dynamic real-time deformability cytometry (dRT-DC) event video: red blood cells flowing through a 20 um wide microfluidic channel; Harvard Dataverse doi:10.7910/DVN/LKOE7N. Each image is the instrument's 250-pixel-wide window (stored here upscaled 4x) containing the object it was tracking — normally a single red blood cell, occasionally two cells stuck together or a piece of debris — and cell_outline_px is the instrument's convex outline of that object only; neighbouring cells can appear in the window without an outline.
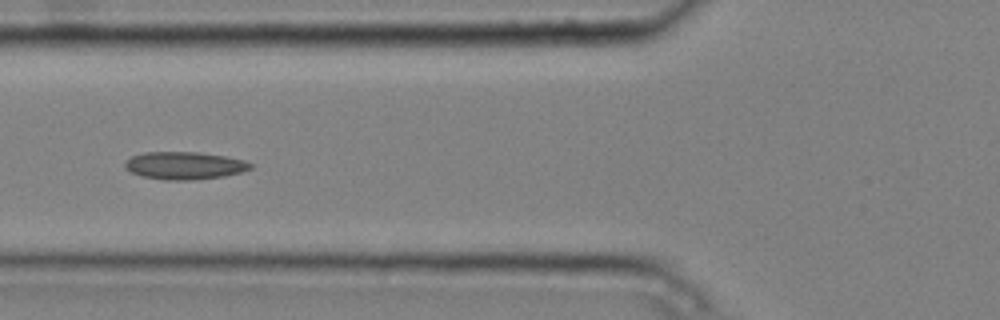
{"species": "common noctule bat (a hibernating species)", "species_latin": "Nyctalus noctula", "temperature_condition": "cold", "stored_images_in_passage": 7, "camera_frame_rate_fps": 3000, "um_per_image_px": 0.085, "animal": {"sex": "male", "body_mass_g": 20.4}, "frame": {"image": 1, "passage_image": 6, "time_ms": 1.667, "image_size_px": [1000, 320], "cell_outline_px": [[252, 168], [240, 172], [224, 176], [192, 180], [164, 180], [144, 176], [132, 172], [124, 168], [124, 164], [132, 156], [144, 152], [196, 152], [224, 156], [244, 160], [252, 164]], "centroid_in_image_um": [15.68, 14.07], "position_along_channel_um": 110.1, "area_um2": 20.0}}
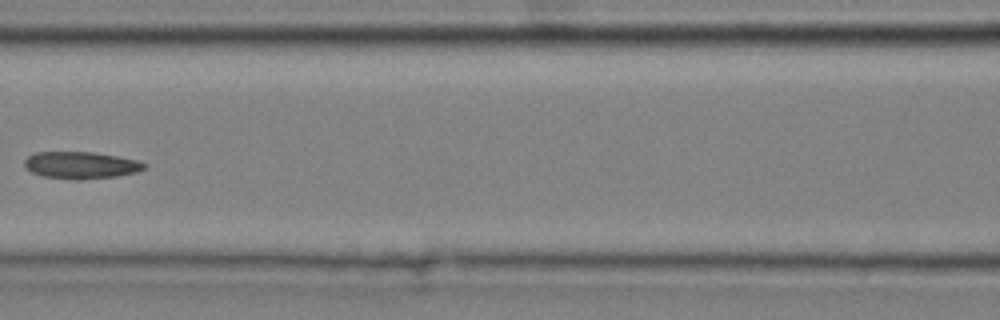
{"frame": {"image": 2, "passage_image": 7, "time_ms": 2.0, "image_size_px": [1000, 320], "cell_outline_px": [[148, 164], [144, 168], [136, 172], [116, 176], [76, 180], [72, 180], [44, 176], [32, 172], [24, 164], [24, 160], [28, 156], [36, 152], [92, 152], [116, 156], [136, 160]], "centroid_in_image_um": [6.87, 14.04], "position_along_channel_um": 159.7, "area_um2": 18.67}}